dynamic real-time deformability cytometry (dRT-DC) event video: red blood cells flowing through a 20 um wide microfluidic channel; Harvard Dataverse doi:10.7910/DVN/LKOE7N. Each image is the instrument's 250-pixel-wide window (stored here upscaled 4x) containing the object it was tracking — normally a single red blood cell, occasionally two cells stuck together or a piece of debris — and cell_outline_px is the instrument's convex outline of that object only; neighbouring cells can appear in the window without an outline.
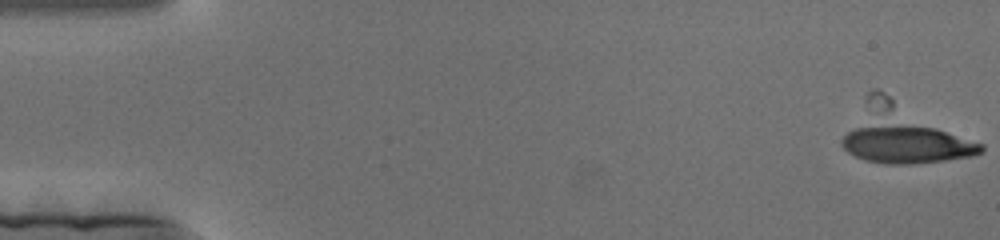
{"species": "human", "species_latin": "Homo sapiens", "temperature_condition": "cold", "stored_images_in_passage": 14, "camera_frame_rate_fps": 3000, "um_per_image_px": 0.085, "donor": {"sex": "female"}, "frame": {"image": 1, "passage_image": 14, "time_ms": 4.333, "image_size_px": [1000, 240], "cell_outline_px": [[984, 152], [972, 156], [944, 160], [912, 164], [884, 164], [864, 160], [848, 152], [840, 144], [840, 140], [848, 132], [856, 128], [884, 124], [892, 124], [936, 128], [984, 144]], "centroid_in_image_um": [77.14, 12.29], "position_along_channel_um": 7.9, "area_um2": 30.69}}